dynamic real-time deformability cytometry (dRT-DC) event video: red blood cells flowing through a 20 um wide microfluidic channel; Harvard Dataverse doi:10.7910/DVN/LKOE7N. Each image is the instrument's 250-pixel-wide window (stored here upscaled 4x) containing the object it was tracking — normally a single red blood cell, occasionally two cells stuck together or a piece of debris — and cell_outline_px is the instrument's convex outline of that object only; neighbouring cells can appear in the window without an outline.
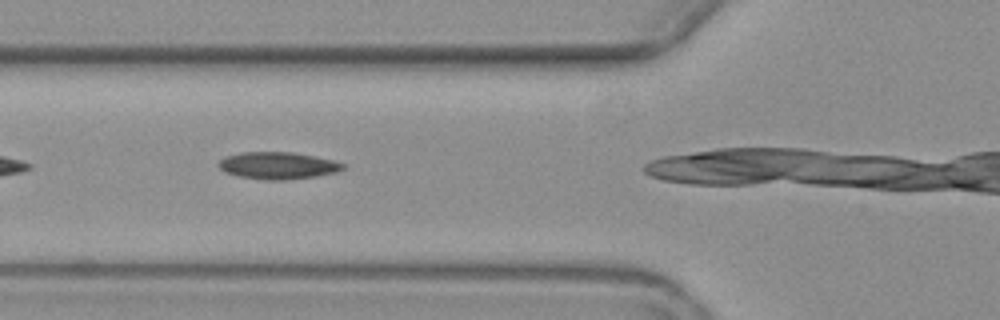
{"species": "common noctule bat (a hibernating species)", "species_latin": "Nyctalus noctula", "temperature_condition": "warm", "stored_images_in_passage": 5, "camera_frame_rate_fps": 3000, "um_per_image_px": 0.085, "animal": {"sex": "female", "body_mass_g": 19.3, "forearm_length_mm": 54.1}, "frame": {"image": 1, "passage_image": 2, "time_ms": 1.0, "image_size_px": [1000, 320], "cell_outline_px": [[344, 168], [336, 172], [316, 176], [284, 180], [264, 180], [236, 176], [224, 172], [216, 164], [224, 156], [240, 152], [292, 152], [332, 160], [344, 164]], "centroid_in_image_um": [23.54, 14.07], "position_along_channel_um": 102.3, "area_um2": 19.65}}